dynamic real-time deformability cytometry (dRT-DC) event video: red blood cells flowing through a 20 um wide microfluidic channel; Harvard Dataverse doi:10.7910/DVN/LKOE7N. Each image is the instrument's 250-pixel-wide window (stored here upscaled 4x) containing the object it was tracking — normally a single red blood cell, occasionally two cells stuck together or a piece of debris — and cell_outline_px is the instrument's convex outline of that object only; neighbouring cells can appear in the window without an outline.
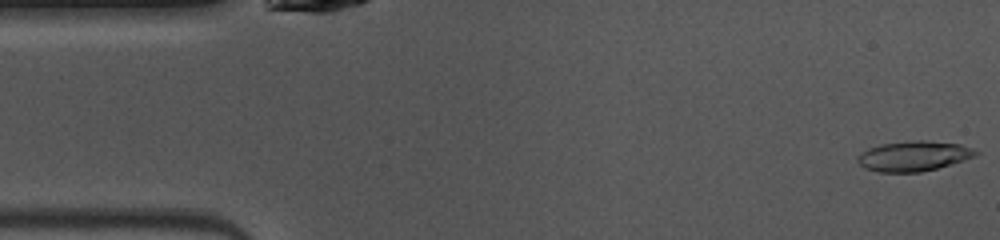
{"species": "common noctule bat (a hibernating species)", "species_latin": "Nyctalus noctula", "temperature_condition": "warm", "stored_images_in_passage": 47, "camera_frame_rate_fps": 3000, "um_per_image_px": 0.085, "animal": {"sex": "female", "body_mass_g": 10.0, "forearm_length_mm": 53.1}, "frame": {"image": 1, "passage_image": 1, "time_ms": 0.0, "image_size_px": [1000, 240], "cell_outline_px": [[980, 152], [976, 156], [964, 160], [936, 168], [920, 172], [876, 172], [864, 168], [856, 160], [856, 156], [868, 148], [880, 144], [916, 140], [924, 140], [960, 144], [972, 148]], "centroid_in_image_um": [77.64, 13.26], "position_along_channel_um": 7.4, "area_um2": 20.75}}
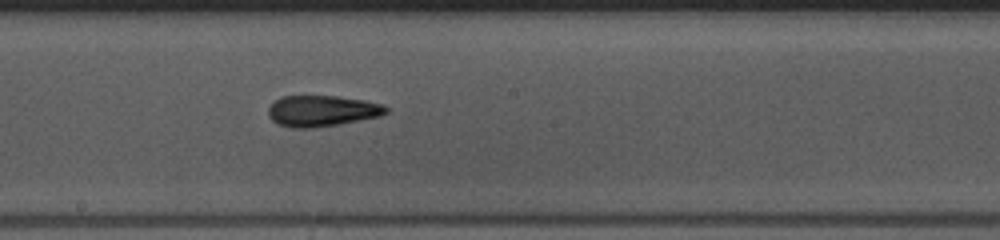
{"frame": {"image": 2, "passage_image": 24, "time_ms": 7.667, "image_size_px": [1000, 240], "cell_outline_px": [[388, 112], [380, 116], [340, 124], [312, 128], [292, 128], [276, 124], [268, 116], [268, 108], [272, 100], [280, 96], [336, 96], [364, 100], [384, 104], [388, 108]], "centroid_in_image_um": [27.33, 9.42], "position_along_channel_um": 220.9, "area_um2": 21.62}}
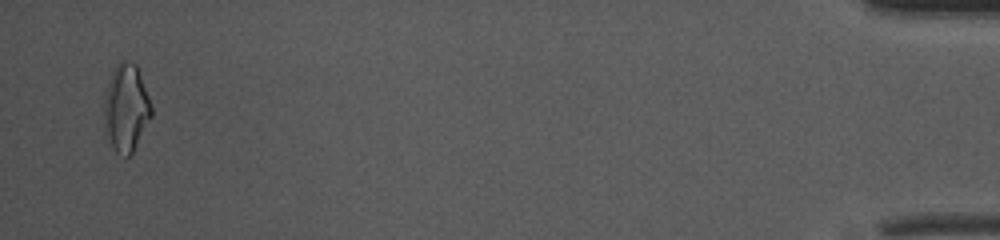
{"frame": {"image": 3, "passage_image": 46, "time_ms": 15.0, "image_size_px": [1000, 240], "cell_outline_px": [[152, 116], [132, 152], [128, 156], [124, 156], [116, 152], [112, 148], [104, 124], [104, 92], [112, 72], [116, 64], [120, 60], [128, 60], [136, 64], [140, 72], [152, 108]], "centroid_in_image_um": [10.71, 9.14], "position_along_channel_um": 424.5, "area_um2": 24.1}, "authors_computed_cell_mechanics": {"area_um2": 20.7502, "velocity_mm_per_s": 4.0664, "shape_relaxation_time_tau1_ms": 6.217, "shape_relaxation_time_tau2_ms": 4.2615, "deformation_change_tau1": 0.191, "deformation_change_tau2": 0.1349}}